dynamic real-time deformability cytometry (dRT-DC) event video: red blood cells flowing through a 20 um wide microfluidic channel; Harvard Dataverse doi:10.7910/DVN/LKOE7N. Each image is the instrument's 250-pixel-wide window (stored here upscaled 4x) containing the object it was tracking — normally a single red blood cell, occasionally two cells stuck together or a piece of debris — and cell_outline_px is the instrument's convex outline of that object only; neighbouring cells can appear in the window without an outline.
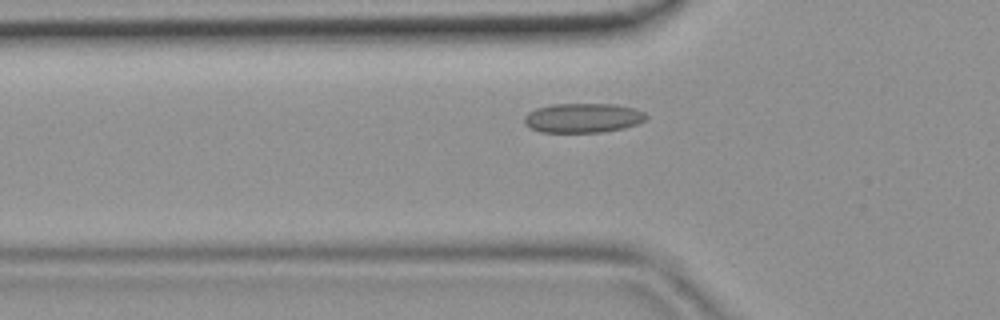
{"species": "common noctule bat (a hibernating species)", "species_latin": "Nyctalus noctula", "temperature_condition": "room temperature", "stored_images_in_passage": 32, "camera_frame_rate_fps": 3000, "um_per_image_px": 0.085, "animal": {"sex": "female", "body_mass_g": 19.9}, "frame": {"image": 1, "passage_image": 2, "time_ms": 0.333, "image_size_px": [1000, 320], "cell_outline_px": [[648, 116], [644, 120], [636, 124], [624, 128], [604, 132], [540, 132], [524, 124], [524, 116], [528, 112], [536, 108], [552, 104], [616, 104], [636, 108], [644, 112]], "centroid_in_image_um": [49.55, 10.02], "position_along_channel_um": 76.2, "area_um2": 21.04}}
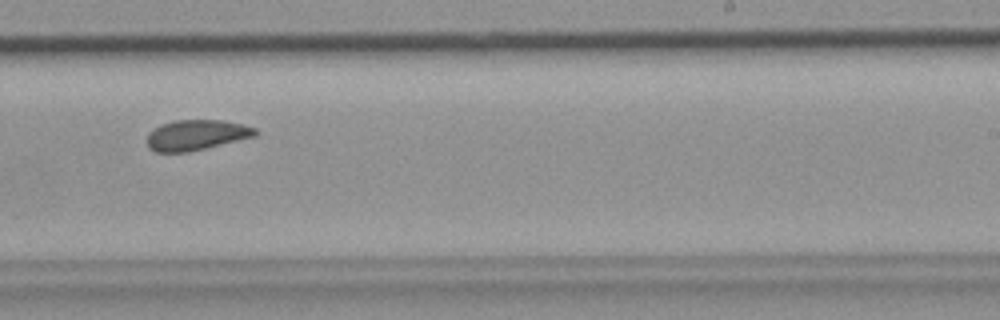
{"frame": {"image": 2, "passage_image": 15, "time_ms": 4.667, "image_size_px": [1000, 320], "cell_outline_px": [[256, 136], [188, 152], [156, 152], [148, 148], [148, 132], [160, 124], [176, 120], [220, 120], [244, 124], [256, 128]], "centroid_in_image_um": [16.67, 11.47], "position_along_channel_um": 272.3, "area_um2": 19.13}}
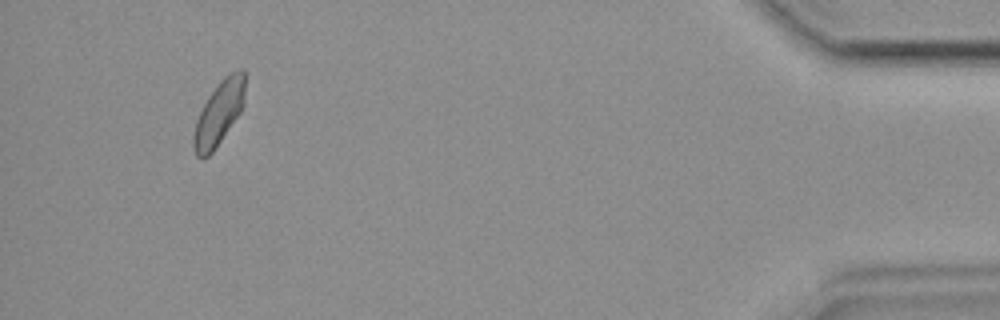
{"frame": {"image": 3, "passage_image": 29, "time_ms": 9.333, "image_size_px": [1000, 320], "cell_outline_px": [[244, 104], [240, 112], [212, 152], [204, 160], [200, 160], [196, 156], [192, 144], [192, 136], [196, 120], [208, 96], [220, 80], [224, 76], [236, 68], [244, 68]], "centroid_in_image_um": [18.59, 9.61], "position_along_channel_um": 416.6, "area_um2": 19.25}}